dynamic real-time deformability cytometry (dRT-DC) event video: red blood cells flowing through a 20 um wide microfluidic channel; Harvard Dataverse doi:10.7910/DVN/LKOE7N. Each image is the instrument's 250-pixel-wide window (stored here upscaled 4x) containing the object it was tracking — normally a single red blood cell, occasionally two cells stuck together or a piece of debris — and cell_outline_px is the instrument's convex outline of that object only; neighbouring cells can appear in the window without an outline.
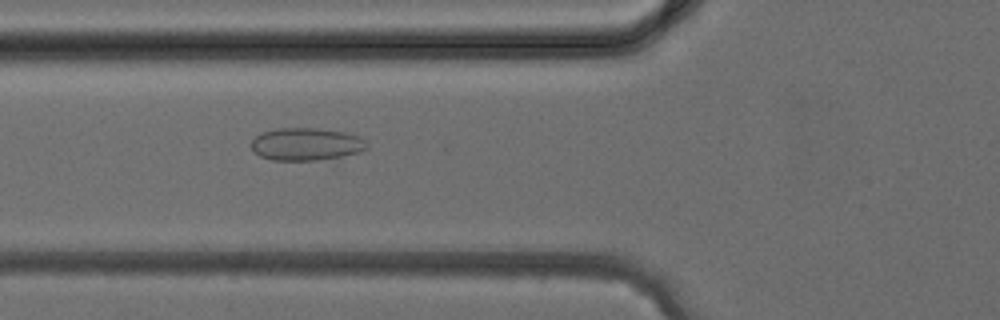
{"species": "common noctule bat (a hibernating species)", "species_latin": "Nyctalus noctula", "temperature_condition": "cold", "stored_images_in_passage": 29, "camera_frame_rate_fps": 3000, "um_per_image_px": 0.085, "animal": {"sex": "female", "body_mass_g": 24.6, "forearm_length_mm": 56.2}, "frame": {"image": 1, "passage_image": 8, "time_ms": 2.333, "image_size_px": [1000, 320], "cell_outline_px": [[368, 148], [336, 164], [272, 160], [260, 156], [252, 152], [252, 140], [260, 132], [276, 128], [316, 128], [344, 132], [360, 136], [368, 144]], "centroid_in_image_um": [26.14, 12.34], "position_along_channel_um": 99.7, "area_um2": 23.81}}
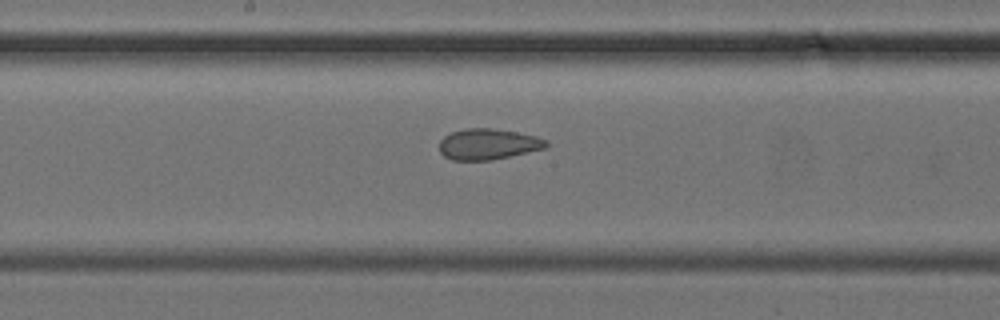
{"frame": {"image": 2, "passage_image": 14, "time_ms": 4.333, "image_size_px": [1000, 320], "cell_outline_px": [[548, 144], [544, 148], [492, 160], [452, 160], [444, 156], [440, 152], [440, 140], [444, 136], [452, 132], [464, 128], [492, 128], [516, 132], [536, 136], [548, 140]], "centroid_in_image_um": [41.47, 12.25], "position_along_channel_um": 206.7, "area_um2": 19.13}}
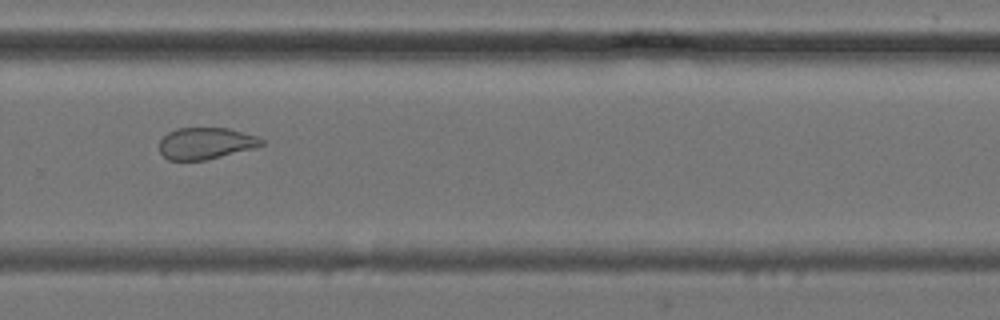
{"frame": {"image": 3, "passage_image": 20, "time_ms": 6.333, "image_size_px": [1000, 320], "cell_outline_px": [[264, 144], [252, 148], [204, 160], [168, 160], [160, 152], [160, 140], [168, 132], [176, 128], [228, 128], [256, 136], [264, 140]], "centroid_in_image_um": [17.45, 12.17], "position_along_channel_um": 312.3, "area_um2": 18.55}}